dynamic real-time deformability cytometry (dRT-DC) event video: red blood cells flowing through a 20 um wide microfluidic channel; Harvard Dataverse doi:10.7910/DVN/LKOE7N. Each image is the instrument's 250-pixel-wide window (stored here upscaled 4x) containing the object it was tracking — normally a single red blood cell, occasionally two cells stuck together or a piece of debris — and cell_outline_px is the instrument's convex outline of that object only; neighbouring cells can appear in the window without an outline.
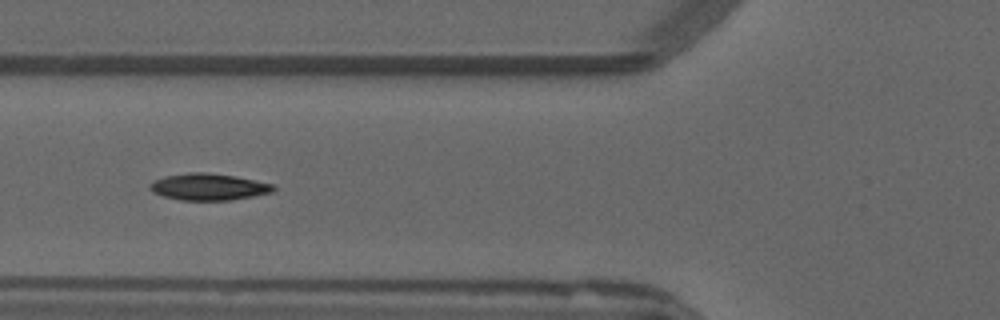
{"species": "common noctule bat (a hibernating species)", "species_latin": "Nyctalus noctula", "temperature_condition": "warm", "stored_images_in_passage": 40, "segment_of_instrument_passage": [1, 2], "camera_frame_rate_fps": 3000, "um_per_image_px": 0.085, "animal": {"sex": "male", "forearm_length_mm": 52.5}, "frame": {"image": 1, "passage_image": 6, "time_ms": 1.667, "image_size_px": [1000, 320], "cell_outline_px": [[276, 188], [272, 192], [232, 200], [180, 200], [164, 196], [152, 192], [148, 188], [148, 184], [164, 176], [188, 172], [204, 172], [236, 176], [272, 184]], "centroid_in_image_um": [17.69, 15.88], "position_along_channel_um": 108.1, "area_um2": 19.19}}
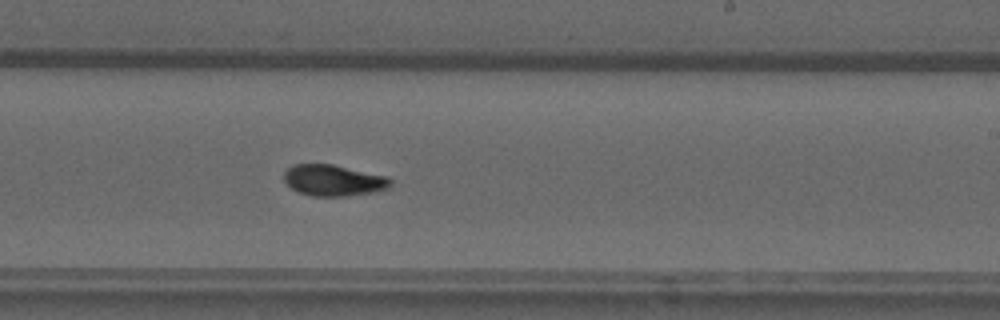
{"frame": {"image": 2, "passage_image": 18, "time_ms": 5.667, "image_size_px": [1000, 320], "cell_outline_px": [[392, 188], [376, 192], [344, 196], [312, 196], [300, 192], [292, 188], [284, 180], [284, 172], [292, 164], [332, 164], [388, 176], [392, 180]], "centroid_in_image_um": [28.4, 15.33], "position_along_channel_um": 260.6, "area_um2": 19.54}}
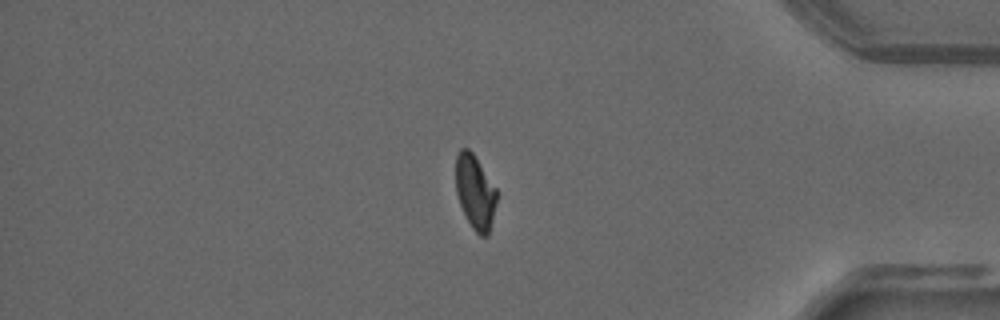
{"frame": {"image": 3, "passage_image": 31, "time_ms": 10.0, "image_size_px": [1000, 320], "cell_outline_px": [[496, 200], [488, 236], [480, 236], [472, 228], [460, 204], [456, 192], [456, 156], [460, 148], [468, 148], [472, 152], [496, 188]], "centroid_in_image_um": [40.37, 16.3], "position_along_channel_um": 394.8, "area_um2": 17.34}}